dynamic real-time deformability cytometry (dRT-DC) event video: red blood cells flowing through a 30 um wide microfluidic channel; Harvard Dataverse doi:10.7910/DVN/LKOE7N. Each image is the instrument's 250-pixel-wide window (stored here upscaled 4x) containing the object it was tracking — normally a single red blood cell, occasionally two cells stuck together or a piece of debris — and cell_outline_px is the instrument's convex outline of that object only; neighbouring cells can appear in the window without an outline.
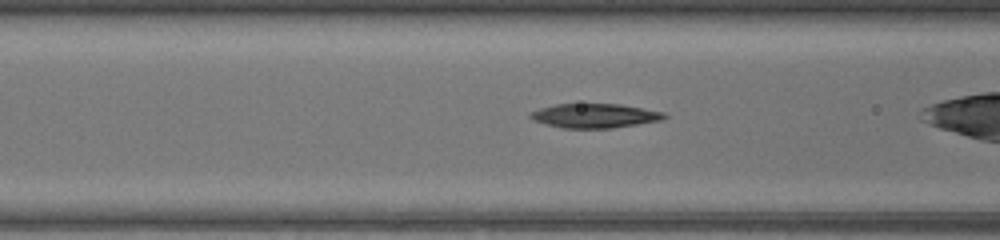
{"species": "common noctule bat (a hibernating species)", "species_latin": "Nyctalus noctula", "temperature_condition": "warm", "stored_images_in_passage": 24, "camera_frame_rate_fps": 3000, "um_per_image_px": 0.085, "animal": {"sex": "female", "body_mass_g": 17.0, "forearm_length_mm": 48.0}, "frame": {"image": 1, "passage_image": 4, "time_ms": 1.0, "image_size_px": [1000, 240], "cell_outline_px": [[668, 116], [660, 120], [612, 128], [560, 128], [532, 120], [528, 116], [532, 112], [540, 108], [556, 104], [620, 104], [664, 112]], "centroid_in_image_um": [50.52, 9.84], "position_along_channel_um": 116.1, "area_um2": 18.79}}